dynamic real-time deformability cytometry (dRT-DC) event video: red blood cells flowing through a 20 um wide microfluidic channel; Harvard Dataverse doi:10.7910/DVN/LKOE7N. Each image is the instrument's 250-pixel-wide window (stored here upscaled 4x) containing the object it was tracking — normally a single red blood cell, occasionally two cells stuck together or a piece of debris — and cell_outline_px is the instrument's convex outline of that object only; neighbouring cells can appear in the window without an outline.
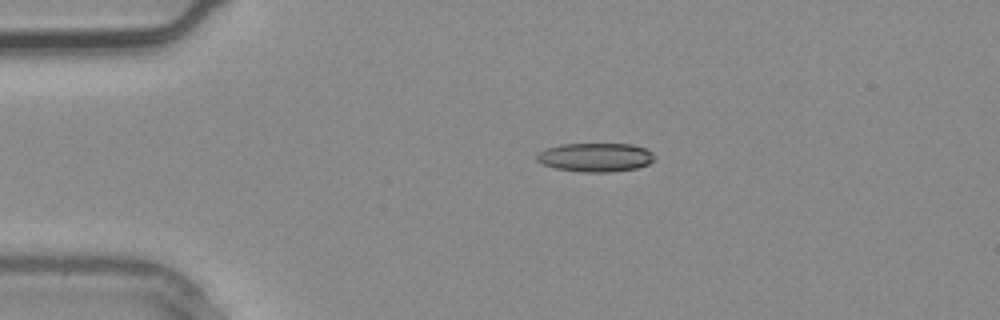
{"species": "common noctule bat (a hibernating species)", "species_latin": "Nyctalus noctula", "temperature_condition": "warm", "stored_images_in_passage": 2, "camera_frame_rate_fps": 3000, "um_per_image_px": 0.085, "animal": {"sex": "male", "body_mass_g": 20.4}, "frame": {"image": 1, "passage_image": 2, "time_ms": 0.333, "image_size_px": [1000, 320], "cell_outline_px": [[656, 160], [648, 164], [636, 168], [608, 172], [584, 172], [556, 168], [544, 164], [536, 160], [536, 152], [544, 148], [560, 144], [632, 144], [644, 148], [652, 152], [656, 156]], "centroid_in_image_um": [50.61, 13.36], "position_along_channel_um": 34.4, "area_um2": 19.88}}